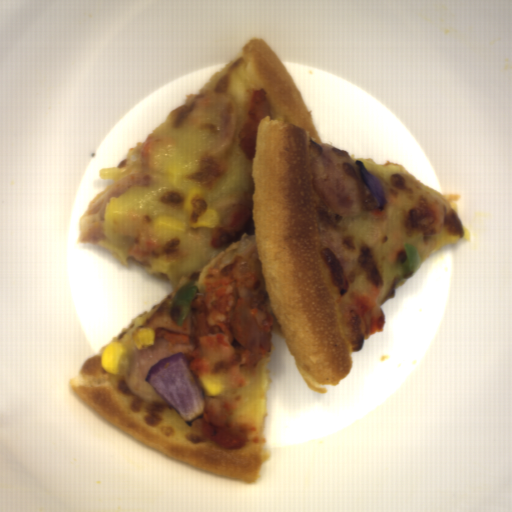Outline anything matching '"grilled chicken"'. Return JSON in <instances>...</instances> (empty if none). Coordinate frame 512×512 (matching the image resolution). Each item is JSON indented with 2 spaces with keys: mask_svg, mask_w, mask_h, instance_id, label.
Segmentation results:
<instances>
[{
  "mask_svg": "<svg viewBox=\"0 0 512 512\" xmlns=\"http://www.w3.org/2000/svg\"><path fill=\"white\" fill-rule=\"evenodd\" d=\"M205 293H196L182 323L172 321L174 298L160 303L143 324L168 348L182 351L203 395L202 418L192 420V441L211 440L225 450H239L256 432L255 421L233 416L238 391L247 384L245 368L255 376L258 363L273 353L275 318L268 305L256 245L205 271ZM218 377L226 384L219 396H206L198 379Z\"/></svg>",
  "mask_w": 512,
  "mask_h": 512,
  "instance_id": "grilled-chicken-1",
  "label": "grilled chicken"
},
{
  "mask_svg": "<svg viewBox=\"0 0 512 512\" xmlns=\"http://www.w3.org/2000/svg\"><path fill=\"white\" fill-rule=\"evenodd\" d=\"M382 287L370 282L369 293L354 288L338 306L342 332L351 352H360L364 339L382 334L385 314L378 301Z\"/></svg>",
  "mask_w": 512,
  "mask_h": 512,
  "instance_id": "grilled-chicken-2",
  "label": "grilled chicken"
},
{
  "mask_svg": "<svg viewBox=\"0 0 512 512\" xmlns=\"http://www.w3.org/2000/svg\"><path fill=\"white\" fill-rule=\"evenodd\" d=\"M253 193L234 191L213 202L209 209L217 211L219 221L210 227L211 249H219L243 234L253 217Z\"/></svg>",
  "mask_w": 512,
  "mask_h": 512,
  "instance_id": "grilled-chicken-3",
  "label": "grilled chicken"
},
{
  "mask_svg": "<svg viewBox=\"0 0 512 512\" xmlns=\"http://www.w3.org/2000/svg\"><path fill=\"white\" fill-rule=\"evenodd\" d=\"M319 254L335 288L342 295L356 277L357 266L349 255L344 240L337 239L328 230L318 232Z\"/></svg>",
  "mask_w": 512,
  "mask_h": 512,
  "instance_id": "grilled-chicken-4",
  "label": "grilled chicken"
},
{
  "mask_svg": "<svg viewBox=\"0 0 512 512\" xmlns=\"http://www.w3.org/2000/svg\"><path fill=\"white\" fill-rule=\"evenodd\" d=\"M264 116H269L271 121L272 103L268 91L260 86L247 93L243 122L238 134V146L245 157L251 161L256 151L258 124Z\"/></svg>",
  "mask_w": 512,
  "mask_h": 512,
  "instance_id": "grilled-chicken-5",
  "label": "grilled chicken"
},
{
  "mask_svg": "<svg viewBox=\"0 0 512 512\" xmlns=\"http://www.w3.org/2000/svg\"><path fill=\"white\" fill-rule=\"evenodd\" d=\"M442 216L438 203L424 195H420L415 205L406 209L402 215L404 230L423 234V241L430 243L432 237L442 230Z\"/></svg>",
  "mask_w": 512,
  "mask_h": 512,
  "instance_id": "grilled-chicken-6",
  "label": "grilled chicken"
}]
</instances>
